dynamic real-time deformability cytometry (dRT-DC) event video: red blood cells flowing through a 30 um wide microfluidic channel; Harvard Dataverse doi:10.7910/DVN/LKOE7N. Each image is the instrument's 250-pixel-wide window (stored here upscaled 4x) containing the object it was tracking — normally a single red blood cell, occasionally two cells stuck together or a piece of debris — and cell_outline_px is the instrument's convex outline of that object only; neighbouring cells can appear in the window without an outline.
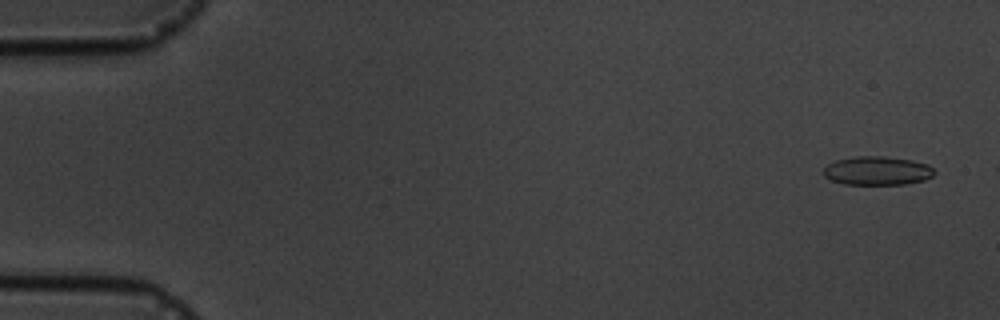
{"species": "common noctule bat (a hibernating species)", "species_latin": "Nyctalus noctula", "temperature_condition": "cold", "stored_images_in_passage": 3, "camera_frame_rate_fps": 3000, "um_per_image_px": 0.085, "animal": {"sex": "male", "body_mass_g": 19.5, "forearm_length_mm": 54.6}, "frame": {"image": 1, "passage_image": 1, "time_ms": 0.0, "image_size_px": [1000, 320], "cell_outline_px": [[936, 172], [932, 176], [924, 180], [904, 184], [844, 184], [832, 180], [824, 176], [824, 168], [828, 164], [836, 160], [856, 156], [884, 156], [912, 160], [928, 164]], "centroid_in_image_um": [74.58, 14.51], "position_along_channel_um": 10.4, "area_um2": 18.5}}